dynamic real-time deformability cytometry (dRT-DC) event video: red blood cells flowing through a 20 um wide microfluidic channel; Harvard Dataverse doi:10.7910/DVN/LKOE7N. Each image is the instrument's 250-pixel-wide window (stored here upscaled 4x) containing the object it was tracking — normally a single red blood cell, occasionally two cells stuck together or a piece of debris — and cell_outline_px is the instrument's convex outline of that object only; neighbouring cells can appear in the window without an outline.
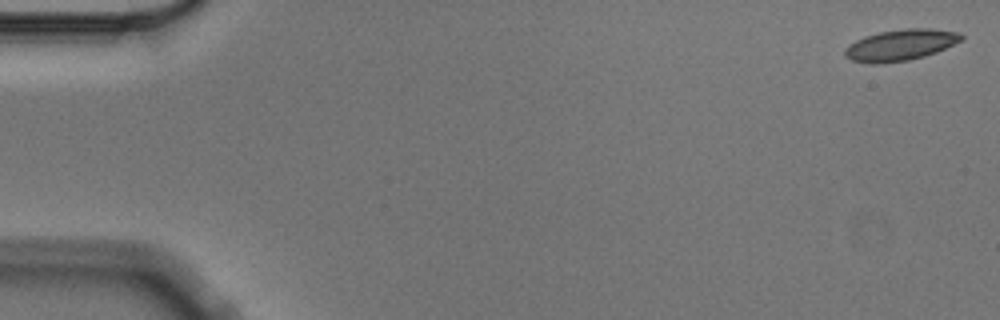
{"species": "Egyptian fruit bat (a non-hibernating species)", "species_latin": "Rousettus aegyptiacus", "temperature_condition": "cold", "stored_images_in_passage": 5, "camera_frame_rate_fps": 3000, "um_per_image_px": 0.085, "animal": {"sex": "male"}, "frame": {"image": 1, "passage_image": 1, "time_ms": 0.0, "image_size_px": [1000, 320], "cell_outline_px": [[964, 36], [960, 40], [936, 52], [924, 56], [908, 60], [880, 64], [872, 64], [852, 60], [844, 56], [844, 52], [856, 40], [864, 36], [880, 32], [904, 28], [932, 28], [956, 32]], "centroid_in_image_um": [76.52, 3.82], "position_along_channel_um": 8.5, "area_um2": 20.87}}
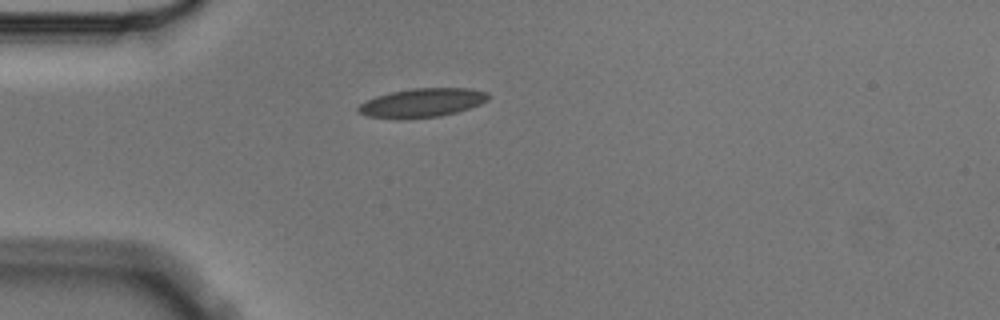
{"frame": {"image": 2, "passage_image": 5, "time_ms": 1.333, "image_size_px": [1000, 320], "cell_outline_px": [[488, 100], [480, 104], [456, 112], [440, 116], [400, 120], [368, 116], [356, 112], [356, 108], [364, 100], [376, 96], [392, 92], [412, 88], [468, 88], [488, 92]], "centroid_in_image_um": [35.82, 8.75], "position_along_channel_um": 49.2, "area_um2": 22.08}}